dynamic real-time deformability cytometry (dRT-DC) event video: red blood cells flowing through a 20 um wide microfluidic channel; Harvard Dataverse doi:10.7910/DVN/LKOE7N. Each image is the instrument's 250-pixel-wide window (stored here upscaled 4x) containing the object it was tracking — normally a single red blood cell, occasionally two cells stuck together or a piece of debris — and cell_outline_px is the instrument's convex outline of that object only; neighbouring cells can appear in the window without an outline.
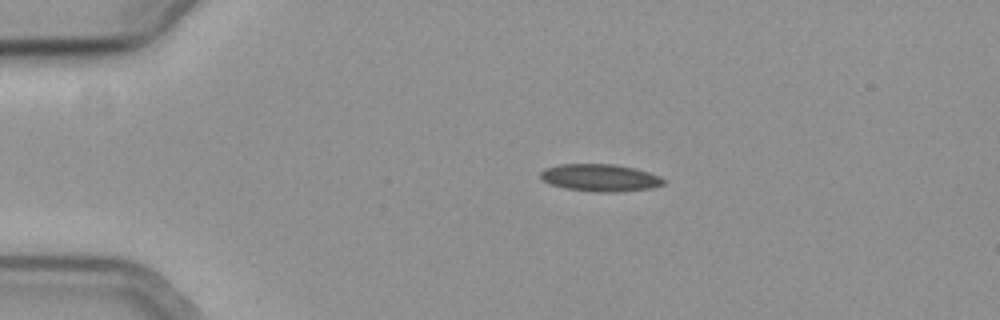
{"species": "common noctule bat (a hibernating species)", "species_latin": "Nyctalus noctula", "temperature_condition": "cold", "stored_images_in_passage": 22, "camera_frame_rate_fps": 3000, "um_per_image_px": 0.085, "animal": {"sex": "female", "body_mass_g": 19.3, "forearm_length_mm": 54.1}, "frame": {"image": 1, "passage_image": 1, "time_ms": 0.0, "image_size_px": [1000, 320], "cell_outline_px": [[664, 184], [652, 188], [616, 192], [596, 192], [564, 188], [548, 184], [540, 180], [540, 172], [544, 168], [560, 164], [616, 164], [636, 168], [660, 176], [664, 180]], "centroid_in_image_um": [50.97, 15.1], "position_along_channel_um": 34.0, "area_um2": 19.83}}
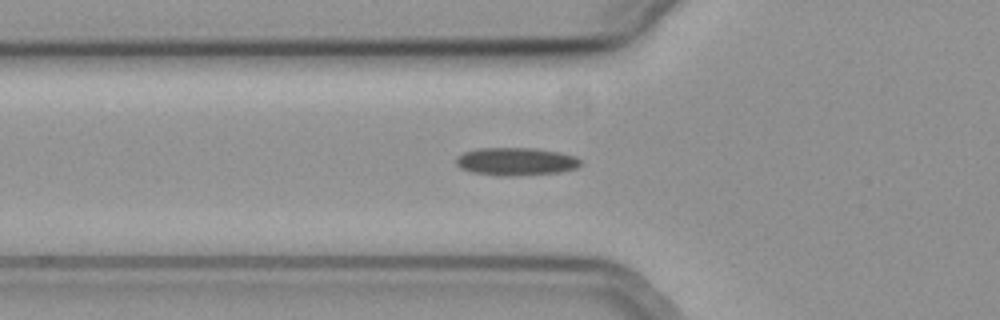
{"frame": {"image": 2, "passage_image": 9, "time_ms": 2.667, "image_size_px": [1000, 320], "cell_outline_px": [[580, 164], [576, 168], [560, 172], [508, 176], [500, 176], [472, 172], [460, 168], [456, 164], [456, 156], [464, 152], [480, 148], [532, 148], [560, 152], [576, 156], [580, 160]], "centroid_in_image_um": [43.84, 13.72], "position_along_channel_um": 82.0, "area_um2": 20.17}}
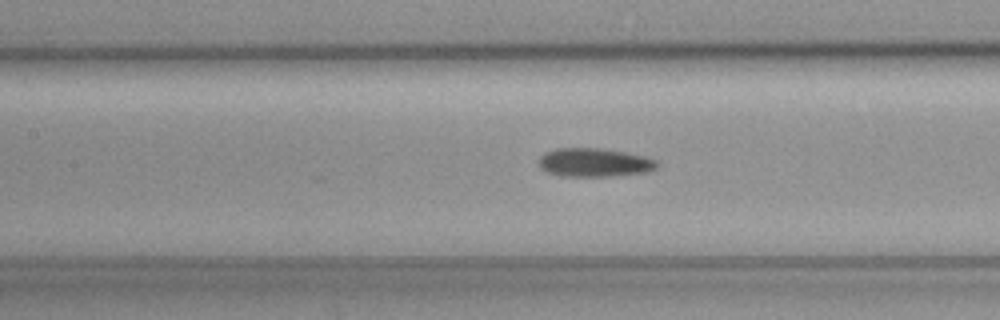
{"frame": {"image": 3, "passage_image": 15, "time_ms": 4.667, "image_size_px": [1000, 320], "cell_outline_px": [[660, 164], [656, 168], [648, 172], [612, 176], [560, 176], [548, 172], [540, 168], [536, 164], [540, 156], [544, 152], [556, 148], [600, 148], [624, 152], [644, 156], [656, 160]], "centroid_in_image_um": [50.49, 13.81], "position_along_channel_um": 156.9, "area_um2": 19.94}}